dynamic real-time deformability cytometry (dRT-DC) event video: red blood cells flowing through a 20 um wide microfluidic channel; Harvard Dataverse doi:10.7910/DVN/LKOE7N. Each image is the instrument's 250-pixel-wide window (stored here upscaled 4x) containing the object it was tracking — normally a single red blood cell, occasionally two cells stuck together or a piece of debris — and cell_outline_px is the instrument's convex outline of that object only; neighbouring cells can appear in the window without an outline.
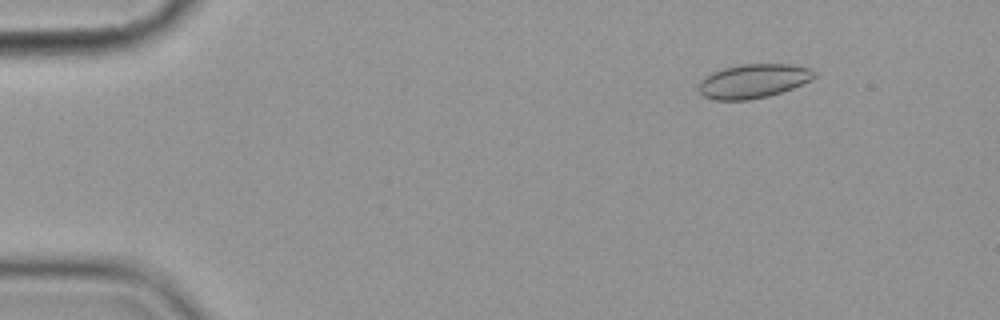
{"species": "common noctule bat (a hibernating species)", "species_latin": "Nyctalus noctula", "temperature_condition": "cold", "stored_images_in_passage": 4, "camera_frame_rate_fps": 3000, "um_per_image_px": 0.085, "animal": {"sex": "female", "body_mass_g": 19.9}, "frame": {"image": 1, "passage_image": 2, "time_ms": 1.0, "image_size_px": [1000, 320], "cell_outline_px": [[820, 72], [812, 80], [792, 88], [768, 96], [748, 100], [716, 100], [704, 96], [696, 88], [700, 80], [704, 76], [712, 72], [724, 68], [740, 64], [792, 64], [812, 68]], "centroid_in_image_um": [64.06, 6.88], "position_along_channel_um": 20.9, "area_um2": 23.29}}
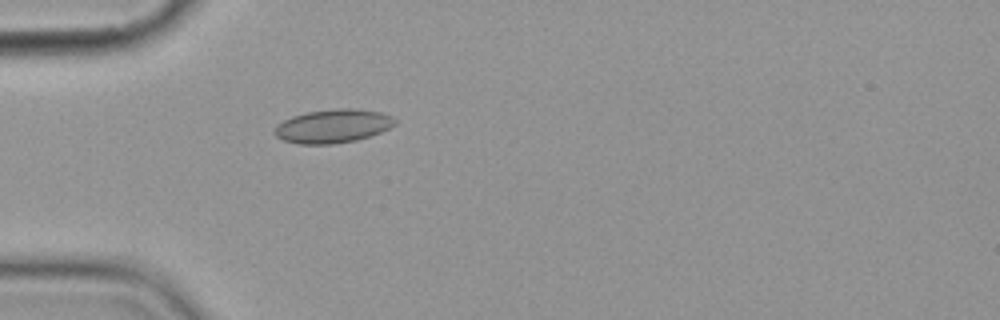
{"frame": {"image": 2, "passage_image": 4, "time_ms": 4.333, "image_size_px": [1000, 320], "cell_outline_px": [[396, 124], [380, 132], [356, 140], [332, 144], [300, 144], [284, 140], [276, 136], [272, 132], [276, 124], [292, 116], [308, 112], [336, 108], [356, 108], [380, 112], [392, 116], [396, 120]], "centroid_in_image_um": [28.28, 10.71], "position_along_channel_um": 56.7, "area_um2": 23.58}}